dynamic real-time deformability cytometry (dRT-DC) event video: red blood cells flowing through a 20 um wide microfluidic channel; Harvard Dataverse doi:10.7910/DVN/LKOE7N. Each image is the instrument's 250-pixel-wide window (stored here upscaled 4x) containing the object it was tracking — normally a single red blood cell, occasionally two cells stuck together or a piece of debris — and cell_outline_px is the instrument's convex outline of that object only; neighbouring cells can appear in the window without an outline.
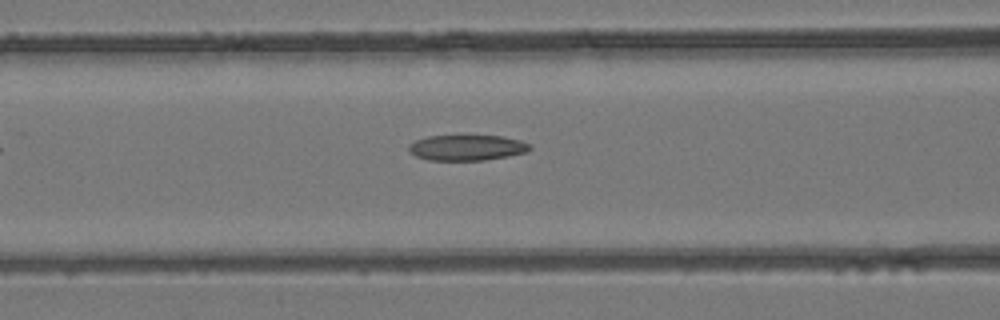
{"species": "common noctule bat (a hibernating species)", "species_latin": "Nyctalus noctula", "temperature_condition": "room temperature", "stored_images_in_passage": 7, "camera_frame_rate_fps": 3000, "um_per_image_px": 0.085, "animal": {"sex": "female", "body_mass_g": 24.6, "forearm_length_mm": 56.2}, "frame": {"image": 1, "passage_image": 6, "time_ms": 1.667, "image_size_px": [1000, 320], "cell_outline_px": [[532, 148], [528, 152], [508, 156], [484, 160], [428, 160], [416, 156], [408, 152], [408, 144], [416, 140], [428, 136], [500, 136], [520, 140], [532, 144]], "centroid_in_image_um": [39.69, 12.55], "position_along_channel_um": 126.9, "area_um2": 18.15}}